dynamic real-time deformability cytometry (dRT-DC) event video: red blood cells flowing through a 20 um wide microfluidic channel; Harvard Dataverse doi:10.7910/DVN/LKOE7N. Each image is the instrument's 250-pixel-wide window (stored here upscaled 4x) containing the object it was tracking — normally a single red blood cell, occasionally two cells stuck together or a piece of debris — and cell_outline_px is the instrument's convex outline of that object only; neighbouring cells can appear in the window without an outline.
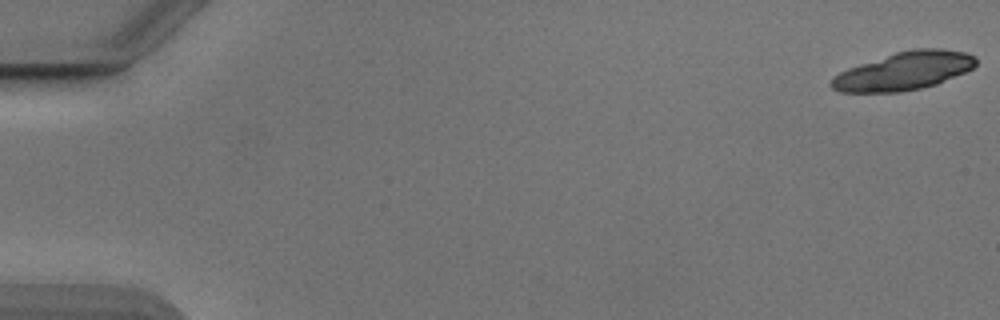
{"species": "Egyptian fruit bat (a non-hibernating species)", "species_latin": "Rousettus aegyptiacus", "temperature_condition": "cold", "stored_images_in_passage": 22, "camera_frame_rate_fps": 3000, "um_per_image_px": 0.085, "animal": {"sex": "male"}, "frame": {"image": 1, "passage_image": 1, "time_ms": 0.0, "image_size_px": [1000, 320], "cell_outline_px": [[976, 64], [972, 68], [964, 72], [936, 84], [920, 88], [900, 92], [840, 92], [832, 88], [828, 84], [832, 76], [848, 68], [896, 52], [912, 48], [940, 48], [964, 52], [976, 56]], "centroid_in_image_um": [76.81, 6.03], "position_along_channel_um": 8.2, "area_um2": 31.96}}